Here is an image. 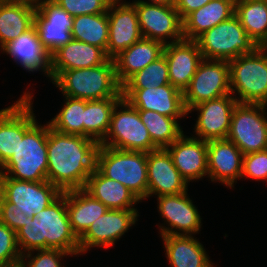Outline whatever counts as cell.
Segmentation results:
<instances>
[{"mask_svg": "<svg viewBox=\"0 0 267 267\" xmlns=\"http://www.w3.org/2000/svg\"><path fill=\"white\" fill-rule=\"evenodd\" d=\"M99 145L91 138L58 132L47 122V181L62 192L84 189L96 168Z\"/></svg>", "mask_w": 267, "mask_h": 267, "instance_id": "6da1fadb", "label": "cell"}, {"mask_svg": "<svg viewBox=\"0 0 267 267\" xmlns=\"http://www.w3.org/2000/svg\"><path fill=\"white\" fill-rule=\"evenodd\" d=\"M52 83L63 96L86 101L122 97L113 59L90 68L62 71Z\"/></svg>", "mask_w": 267, "mask_h": 267, "instance_id": "7a4b0ae2", "label": "cell"}, {"mask_svg": "<svg viewBox=\"0 0 267 267\" xmlns=\"http://www.w3.org/2000/svg\"><path fill=\"white\" fill-rule=\"evenodd\" d=\"M47 169V123L36 121L19 137L16 152L0 168V175L20 181H46Z\"/></svg>", "mask_w": 267, "mask_h": 267, "instance_id": "3957f363", "label": "cell"}, {"mask_svg": "<svg viewBox=\"0 0 267 267\" xmlns=\"http://www.w3.org/2000/svg\"><path fill=\"white\" fill-rule=\"evenodd\" d=\"M96 168L127 187L141 202L147 199V153L99 145Z\"/></svg>", "mask_w": 267, "mask_h": 267, "instance_id": "277c9868", "label": "cell"}, {"mask_svg": "<svg viewBox=\"0 0 267 267\" xmlns=\"http://www.w3.org/2000/svg\"><path fill=\"white\" fill-rule=\"evenodd\" d=\"M228 64L231 94L236 101L267 105V47H257Z\"/></svg>", "mask_w": 267, "mask_h": 267, "instance_id": "5b68a950", "label": "cell"}, {"mask_svg": "<svg viewBox=\"0 0 267 267\" xmlns=\"http://www.w3.org/2000/svg\"><path fill=\"white\" fill-rule=\"evenodd\" d=\"M99 144L145 153L158 149L153 144L138 110L124 98L115 105L108 132Z\"/></svg>", "mask_w": 267, "mask_h": 267, "instance_id": "8992f818", "label": "cell"}, {"mask_svg": "<svg viewBox=\"0 0 267 267\" xmlns=\"http://www.w3.org/2000/svg\"><path fill=\"white\" fill-rule=\"evenodd\" d=\"M195 41L203 59L210 60L231 61L257 48L236 15L204 32Z\"/></svg>", "mask_w": 267, "mask_h": 267, "instance_id": "52a82bcc", "label": "cell"}, {"mask_svg": "<svg viewBox=\"0 0 267 267\" xmlns=\"http://www.w3.org/2000/svg\"><path fill=\"white\" fill-rule=\"evenodd\" d=\"M267 105L237 103L230 123L227 140L243 155L267 149Z\"/></svg>", "mask_w": 267, "mask_h": 267, "instance_id": "ba28073f", "label": "cell"}, {"mask_svg": "<svg viewBox=\"0 0 267 267\" xmlns=\"http://www.w3.org/2000/svg\"><path fill=\"white\" fill-rule=\"evenodd\" d=\"M231 94L229 64L225 60L203 59L183 92L187 112L205 101Z\"/></svg>", "mask_w": 267, "mask_h": 267, "instance_id": "9c48e42d", "label": "cell"}, {"mask_svg": "<svg viewBox=\"0 0 267 267\" xmlns=\"http://www.w3.org/2000/svg\"><path fill=\"white\" fill-rule=\"evenodd\" d=\"M35 216L40 223L41 250L59 249L76 257L80 255L79 238L71 228L67 213L66 191Z\"/></svg>", "mask_w": 267, "mask_h": 267, "instance_id": "30bf717a", "label": "cell"}, {"mask_svg": "<svg viewBox=\"0 0 267 267\" xmlns=\"http://www.w3.org/2000/svg\"><path fill=\"white\" fill-rule=\"evenodd\" d=\"M63 192L49 181H20L0 175V194L28 217L52 204Z\"/></svg>", "mask_w": 267, "mask_h": 267, "instance_id": "8fae6325", "label": "cell"}, {"mask_svg": "<svg viewBox=\"0 0 267 267\" xmlns=\"http://www.w3.org/2000/svg\"><path fill=\"white\" fill-rule=\"evenodd\" d=\"M132 4L136 7L143 37L160 41L164 45L184 39L183 21L175 7L148 3L144 0H134Z\"/></svg>", "mask_w": 267, "mask_h": 267, "instance_id": "7c38bea8", "label": "cell"}, {"mask_svg": "<svg viewBox=\"0 0 267 267\" xmlns=\"http://www.w3.org/2000/svg\"><path fill=\"white\" fill-rule=\"evenodd\" d=\"M32 95L25 91L16 102L0 110V168L16 152L19 137L37 121Z\"/></svg>", "mask_w": 267, "mask_h": 267, "instance_id": "4fadbf2b", "label": "cell"}, {"mask_svg": "<svg viewBox=\"0 0 267 267\" xmlns=\"http://www.w3.org/2000/svg\"><path fill=\"white\" fill-rule=\"evenodd\" d=\"M35 4L33 26L42 46L51 56L73 39L71 30L74 17L53 0H39Z\"/></svg>", "mask_w": 267, "mask_h": 267, "instance_id": "5bb4252c", "label": "cell"}, {"mask_svg": "<svg viewBox=\"0 0 267 267\" xmlns=\"http://www.w3.org/2000/svg\"><path fill=\"white\" fill-rule=\"evenodd\" d=\"M139 216L138 209H108L79 238L80 255L93 247L108 249L114 246L136 224Z\"/></svg>", "mask_w": 267, "mask_h": 267, "instance_id": "9a60e30c", "label": "cell"}, {"mask_svg": "<svg viewBox=\"0 0 267 267\" xmlns=\"http://www.w3.org/2000/svg\"><path fill=\"white\" fill-rule=\"evenodd\" d=\"M158 212L164 225L158 228L160 235H196L202 222L197 207L186 192L157 197ZM166 222V223H165Z\"/></svg>", "mask_w": 267, "mask_h": 267, "instance_id": "2e32d148", "label": "cell"}, {"mask_svg": "<svg viewBox=\"0 0 267 267\" xmlns=\"http://www.w3.org/2000/svg\"><path fill=\"white\" fill-rule=\"evenodd\" d=\"M237 103L232 94H227L192 107L188 114L194 110L198 112L193 128L196 136L193 137L206 141L226 139Z\"/></svg>", "mask_w": 267, "mask_h": 267, "instance_id": "e0dca14e", "label": "cell"}, {"mask_svg": "<svg viewBox=\"0 0 267 267\" xmlns=\"http://www.w3.org/2000/svg\"><path fill=\"white\" fill-rule=\"evenodd\" d=\"M122 98L137 110H152L171 118L188 116L183 92L171 84L155 88H122Z\"/></svg>", "mask_w": 267, "mask_h": 267, "instance_id": "ac0fdd59", "label": "cell"}, {"mask_svg": "<svg viewBox=\"0 0 267 267\" xmlns=\"http://www.w3.org/2000/svg\"><path fill=\"white\" fill-rule=\"evenodd\" d=\"M113 0L107 11L109 21V40L106 55L113 59L121 51L129 48L142 33L139 26L136 7L124 0Z\"/></svg>", "mask_w": 267, "mask_h": 267, "instance_id": "d6986e66", "label": "cell"}, {"mask_svg": "<svg viewBox=\"0 0 267 267\" xmlns=\"http://www.w3.org/2000/svg\"><path fill=\"white\" fill-rule=\"evenodd\" d=\"M147 199L156 195H175L188 191V183L174 166L166 148L147 153Z\"/></svg>", "mask_w": 267, "mask_h": 267, "instance_id": "ffe728a7", "label": "cell"}, {"mask_svg": "<svg viewBox=\"0 0 267 267\" xmlns=\"http://www.w3.org/2000/svg\"><path fill=\"white\" fill-rule=\"evenodd\" d=\"M243 156L240 149L227 139L207 141L209 180L233 189L237 180H241Z\"/></svg>", "mask_w": 267, "mask_h": 267, "instance_id": "44dd1931", "label": "cell"}, {"mask_svg": "<svg viewBox=\"0 0 267 267\" xmlns=\"http://www.w3.org/2000/svg\"><path fill=\"white\" fill-rule=\"evenodd\" d=\"M174 166L189 184L208 178L207 141L184 133L167 148Z\"/></svg>", "mask_w": 267, "mask_h": 267, "instance_id": "7402d4cb", "label": "cell"}, {"mask_svg": "<svg viewBox=\"0 0 267 267\" xmlns=\"http://www.w3.org/2000/svg\"><path fill=\"white\" fill-rule=\"evenodd\" d=\"M163 55L167 60L170 84L184 92L203 60L197 42L183 39L165 44Z\"/></svg>", "mask_w": 267, "mask_h": 267, "instance_id": "603a6c76", "label": "cell"}, {"mask_svg": "<svg viewBox=\"0 0 267 267\" xmlns=\"http://www.w3.org/2000/svg\"><path fill=\"white\" fill-rule=\"evenodd\" d=\"M0 51L28 72L41 71L50 79L51 56L38 38L34 26L6 44Z\"/></svg>", "mask_w": 267, "mask_h": 267, "instance_id": "cb8c5ba5", "label": "cell"}, {"mask_svg": "<svg viewBox=\"0 0 267 267\" xmlns=\"http://www.w3.org/2000/svg\"><path fill=\"white\" fill-rule=\"evenodd\" d=\"M108 59L102 48L72 39L51 55L50 82L62 71L99 66Z\"/></svg>", "mask_w": 267, "mask_h": 267, "instance_id": "d4e9b609", "label": "cell"}, {"mask_svg": "<svg viewBox=\"0 0 267 267\" xmlns=\"http://www.w3.org/2000/svg\"><path fill=\"white\" fill-rule=\"evenodd\" d=\"M164 44L142 37L113 58L116 76L122 86L132 75L163 55Z\"/></svg>", "mask_w": 267, "mask_h": 267, "instance_id": "484cf974", "label": "cell"}, {"mask_svg": "<svg viewBox=\"0 0 267 267\" xmlns=\"http://www.w3.org/2000/svg\"><path fill=\"white\" fill-rule=\"evenodd\" d=\"M36 4L30 0H0V49L33 26Z\"/></svg>", "mask_w": 267, "mask_h": 267, "instance_id": "4316f807", "label": "cell"}, {"mask_svg": "<svg viewBox=\"0 0 267 267\" xmlns=\"http://www.w3.org/2000/svg\"><path fill=\"white\" fill-rule=\"evenodd\" d=\"M161 239L171 267H215L193 235H163Z\"/></svg>", "mask_w": 267, "mask_h": 267, "instance_id": "83f0119b", "label": "cell"}, {"mask_svg": "<svg viewBox=\"0 0 267 267\" xmlns=\"http://www.w3.org/2000/svg\"><path fill=\"white\" fill-rule=\"evenodd\" d=\"M84 190L108 209H137L135 205L141 202L127 187L105 177L97 168L87 179Z\"/></svg>", "mask_w": 267, "mask_h": 267, "instance_id": "f1b7e54d", "label": "cell"}, {"mask_svg": "<svg viewBox=\"0 0 267 267\" xmlns=\"http://www.w3.org/2000/svg\"><path fill=\"white\" fill-rule=\"evenodd\" d=\"M236 0H211L183 20V37L196 40L200 35L235 15Z\"/></svg>", "mask_w": 267, "mask_h": 267, "instance_id": "f546056e", "label": "cell"}, {"mask_svg": "<svg viewBox=\"0 0 267 267\" xmlns=\"http://www.w3.org/2000/svg\"><path fill=\"white\" fill-rule=\"evenodd\" d=\"M66 208L71 228L78 238L108 210L84 189L66 191Z\"/></svg>", "mask_w": 267, "mask_h": 267, "instance_id": "4dcf8cb0", "label": "cell"}, {"mask_svg": "<svg viewBox=\"0 0 267 267\" xmlns=\"http://www.w3.org/2000/svg\"><path fill=\"white\" fill-rule=\"evenodd\" d=\"M235 15L257 47H267V0H236Z\"/></svg>", "mask_w": 267, "mask_h": 267, "instance_id": "1f68e13d", "label": "cell"}, {"mask_svg": "<svg viewBox=\"0 0 267 267\" xmlns=\"http://www.w3.org/2000/svg\"><path fill=\"white\" fill-rule=\"evenodd\" d=\"M122 97H109L101 100H85L84 137L100 143L106 136L113 109Z\"/></svg>", "mask_w": 267, "mask_h": 267, "instance_id": "d6a6232c", "label": "cell"}, {"mask_svg": "<svg viewBox=\"0 0 267 267\" xmlns=\"http://www.w3.org/2000/svg\"><path fill=\"white\" fill-rule=\"evenodd\" d=\"M71 33L74 40L97 46L106 52L109 40L107 12L75 16Z\"/></svg>", "mask_w": 267, "mask_h": 267, "instance_id": "836d02e7", "label": "cell"}, {"mask_svg": "<svg viewBox=\"0 0 267 267\" xmlns=\"http://www.w3.org/2000/svg\"><path fill=\"white\" fill-rule=\"evenodd\" d=\"M138 112L153 144L158 149L167 148L184 133L178 122L182 118H171L152 110H138Z\"/></svg>", "mask_w": 267, "mask_h": 267, "instance_id": "e575fe53", "label": "cell"}, {"mask_svg": "<svg viewBox=\"0 0 267 267\" xmlns=\"http://www.w3.org/2000/svg\"><path fill=\"white\" fill-rule=\"evenodd\" d=\"M63 97L65 102L62 109L48 121L50 127L64 134L84 136L85 100Z\"/></svg>", "mask_w": 267, "mask_h": 267, "instance_id": "d590c367", "label": "cell"}, {"mask_svg": "<svg viewBox=\"0 0 267 267\" xmlns=\"http://www.w3.org/2000/svg\"><path fill=\"white\" fill-rule=\"evenodd\" d=\"M170 84L167 60L164 55L132 75L122 88H152Z\"/></svg>", "mask_w": 267, "mask_h": 267, "instance_id": "8d00e7d4", "label": "cell"}, {"mask_svg": "<svg viewBox=\"0 0 267 267\" xmlns=\"http://www.w3.org/2000/svg\"><path fill=\"white\" fill-rule=\"evenodd\" d=\"M21 257L16 232L0 221V267H19Z\"/></svg>", "mask_w": 267, "mask_h": 267, "instance_id": "74e56055", "label": "cell"}, {"mask_svg": "<svg viewBox=\"0 0 267 267\" xmlns=\"http://www.w3.org/2000/svg\"><path fill=\"white\" fill-rule=\"evenodd\" d=\"M67 255L73 256L59 249L33 250L22 255L19 267H64L61 260Z\"/></svg>", "mask_w": 267, "mask_h": 267, "instance_id": "f35d334b", "label": "cell"}, {"mask_svg": "<svg viewBox=\"0 0 267 267\" xmlns=\"http://www.w3.org/2000/svg\"><path fill=\"white\" fill-rule=\"evenodd\" d=\"M16 240L20 253L41 250V230L38 217H28L24 226L16 232Z\"/></svg>", "mask_w": 267, "mask_h": 267, "instance_id": "ab89813d", "label": "cell"}, {"mask_svg": "<svg viewBox=\"0 0 267 267\" xmlns=\"http://www.w3.org/2000/svg\"><path fill=\"white\" fill-rule=\"evenodd\" d=\"M72 17L108 11L113 0H53Z\"/></svg>", "mask_w": 267, "mask_h": 267, "instance_id": "60d3db41", "label": "cell"}, {"mask_svg": "<svg viewBox=\"0 0 267 267\" xmlns=\"http://www.w3.org/2000/svg\"><path fill=\"white\" fill-rule=\"evenodd\" d=\"M241 178L267 182V149L245 154Z\"/></svg>", "mask_w": 267, "mask_h": 267, "instance_id": "b9f144b4", "label": "cell"}, {"mask_svg": "<svg viewBox=\"0 0 267 267\" xmlns=\"http://www.w3.org/2000/svg\"><path fill=\"white\" fill-rule=\"evenodd\" d=\"M27 218L28 216L26 214L20 209H17L13 203L8 202L0 194V221L2 223L17 232L24 226Z\"/></svg>", "mask_w": 267, "mask_h": 267, "instance_id": "7bdbcfd3", "label": "cell"}, {"mask_svg": "<svg viewBox=\"0 0 267 267\" xmlns=\"http://www.w3.org/2000/svg\"><path fill=\"white\" fill-rule=\"evenodd\" d=\"M211 0H177L175 9L183 21L190 13L201 8Z\"/></svg>", "mask_w": 267, "mask_h": 267, "instance_id": "ee69618b", "label": "cell"}, {"mask_svg": "<svg viewBox=\"0 0 267 267\" xmlns=\"http://www.w3.org/2000/svg\"><path fill=\"white\" fill-rule=\"evenodd\" d=\"M177 0H148V3L175 7Z\"/></svg>", "mask_w": 267, "mask_h": 267, "instance_id": "f6af8a7d", "label": "cell"}]
</instances>
